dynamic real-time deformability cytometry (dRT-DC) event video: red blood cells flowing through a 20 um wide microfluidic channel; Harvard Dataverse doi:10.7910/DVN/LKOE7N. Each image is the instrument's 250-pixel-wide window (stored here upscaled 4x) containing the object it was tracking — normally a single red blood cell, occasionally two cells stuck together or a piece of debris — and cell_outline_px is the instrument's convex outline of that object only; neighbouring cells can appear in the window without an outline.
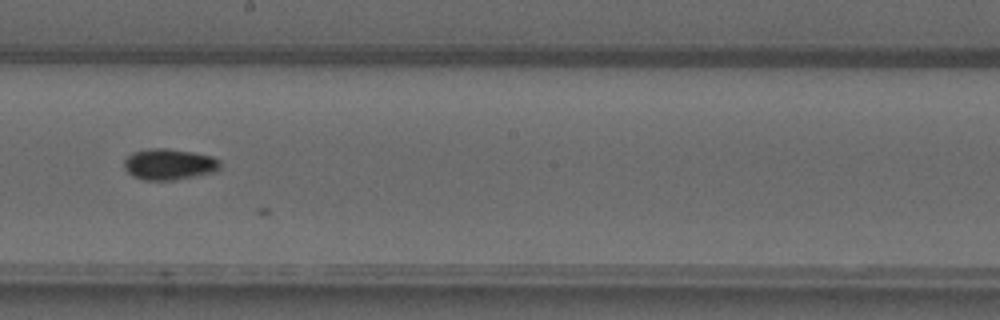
{"species": "common noctule bat (a hibernating species)", "species_latin": "Nyctalus noctula", "temperature_condition": "warm", "stored_images_in_passage": 20, "camera_frame_rate_fps": 3000, "um_per_image_px": 0.085, "animal": {"sex": "male", "forearm_length_mm": 52.5}, "frame": {"image": 1, "passage_image": 14, "time_ms": 4.333, "image_size_px": [1000, 320], "cell_outline_px": [[220, 168], [216, 172], [172, 180], [144, 180], [132, 176], [124, 168], [124, 160], [132, 152], [148, 148], [164, 148], [196, 152], [212, 156], [220, 160]], "centroid_in_image_um": [14.38, 13.95], "position_along_channel_um": 233.8, "area_um2": 17.57}}